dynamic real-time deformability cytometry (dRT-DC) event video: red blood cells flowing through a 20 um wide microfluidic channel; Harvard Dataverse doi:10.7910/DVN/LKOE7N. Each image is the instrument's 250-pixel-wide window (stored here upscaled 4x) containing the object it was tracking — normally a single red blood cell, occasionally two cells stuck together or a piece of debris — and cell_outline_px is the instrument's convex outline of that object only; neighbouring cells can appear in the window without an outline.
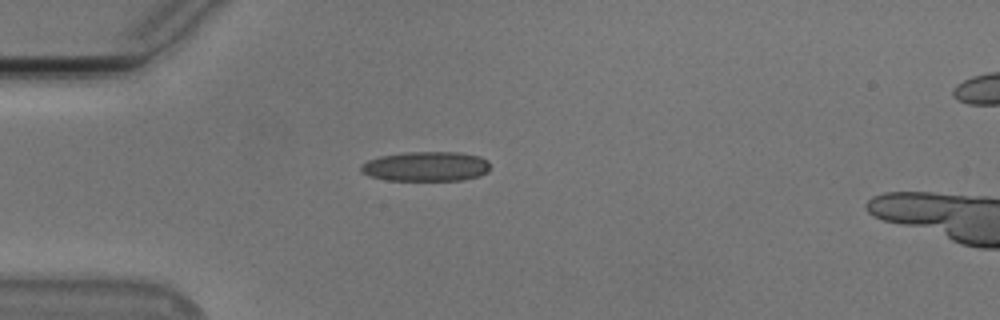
{"species": "Egyptian fruit bat (a non-hibernating species)", "species_latin": "Rousettus aegyptiacus", "temperature_condition": "cold", "stored_images_in_passage": 40, "camera_frame_rate_fps": 3000, "um_per_image_px": 0.085, "animal": {"sex": "male"}, "frame": {"image": 1, "passage_image": 1, "time_ms": 0.0, "image_size_px": [1000, 320], "cell_outline_px": [[488, 172], [480, 176], [464, 180], [384, 180], [360, 172], [360, 164], [368, 160], [380, 156], [404, 152], [460, 152], [480, 156], [488, 160]], "centroid_in_image_um": [36.21, 14.14], "position_along_channel_um": 48.8, "area_um2": 22.54}}
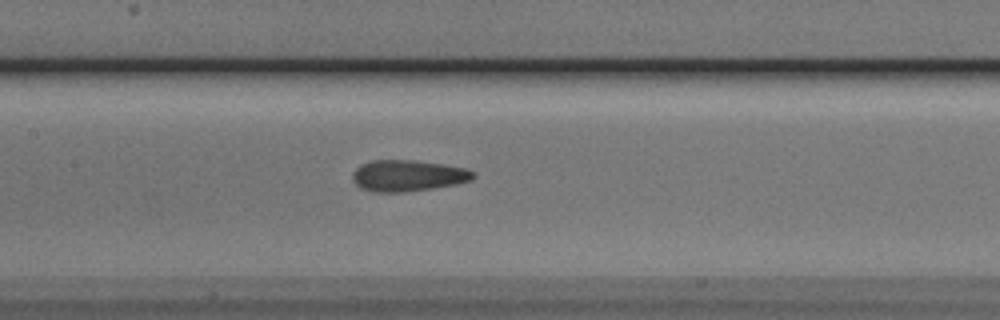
{"frame": {"image": 2, "passage_image": 12, "time_ms": 3.667, "image_size_px": [1000, 320], "cell_outline_px": [[476, 176], [472, 180], [456, 184], [432, 188], [404, 192], [372, 192], [360, 188], [352, 180], [352, 172], [360, 164], [372, 160], [416, 160], [444, 164], [464, 168], [472, 172]], "centroid_in_image_um": [34.63, 14.93], "position_along_channel_um": 172.8, "area_um2": 22.14}}
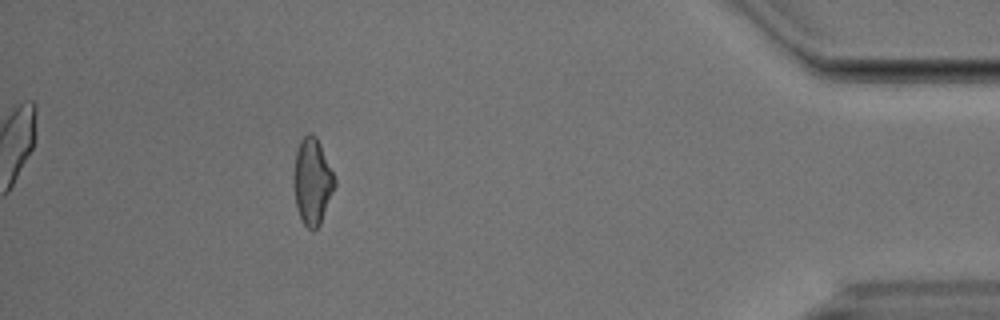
{"frame": {"image": 3, "passage_image": 35, "time_ms": 11.333, "image_size_px": [1000, 320], "cell_outline_px": [[336, 184], [320, 224], [312, 232], [300, 220], [296, 208], [292, 180], [296, 152], [300, 140], [308, 132], [312, 132], [316, 136], [320, 144], [336, 180]], "centroid_in_image_um": [26.52, 15.43], "position_along_channel_um": 408.7, "area_um2": 20.81}, "authors_computed_cell_mechanics": {"area_um2": 21.3571, "velocity_mm_per_s": 3.7775, "shape_relaxation_time_tau1_ms": null, "shape_relaxation_time_tau2_ms": 2.233, "deformation_change_tau1": null, "deformation_change_tau2": 0.0957}}